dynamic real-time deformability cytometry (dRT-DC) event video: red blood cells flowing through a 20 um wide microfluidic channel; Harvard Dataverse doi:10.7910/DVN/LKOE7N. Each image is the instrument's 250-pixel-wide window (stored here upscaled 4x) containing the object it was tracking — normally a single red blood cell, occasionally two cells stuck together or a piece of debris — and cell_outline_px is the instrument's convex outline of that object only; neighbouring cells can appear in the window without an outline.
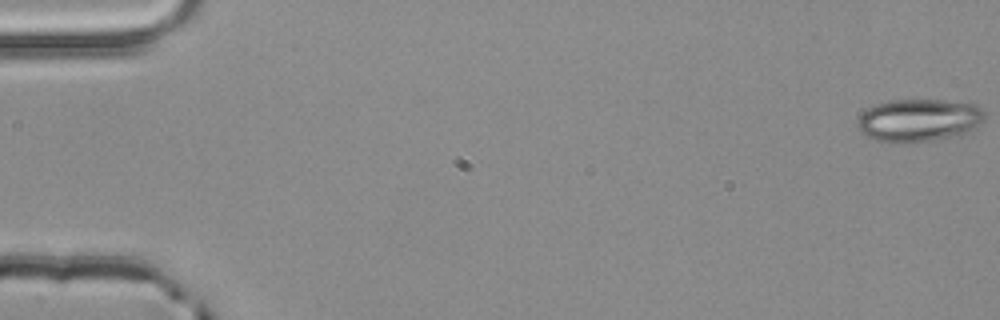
{"species": "common noctule bat (a hibernating species)", "species_latin": "Nyctalus noctula", "temperature_condition": "room temperature", "stored_images_in_passage": 54, "camera_frame_rate_fps": 3000, "um_per_image_px": 0.085, "animal": {"sex": "male", "body_mass_g": 20.4}, "frame": {"image": 1, "passage_image": 1, "time_ms": 0.0, "image_size_px": [1000, 320], "cell_outline_px": [[984, 120], [972, 132], [964, 136], [908, 144], [896, 144], [876, 140], [860, 132], [856, 124], [856, 120], [868, 108], [876, 104], [892, 100], [944, 100], [976, 104], [984, 108]], "centroid_in_image_um": [78.16, 10.25], "position_along_channel_um": 6.8, "area_um2": 32.66}}
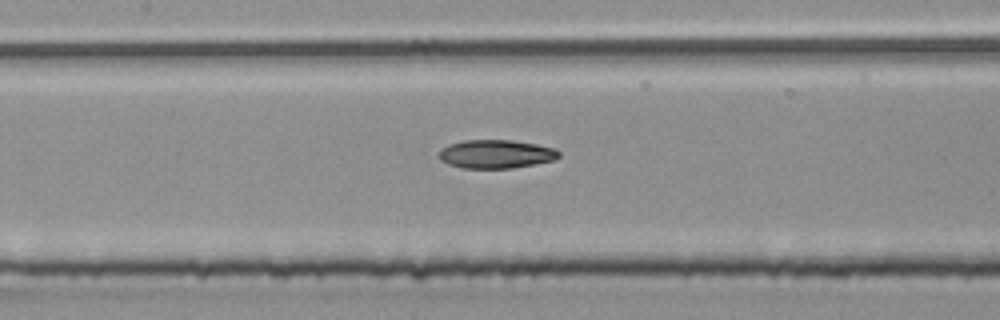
{"frame": {"image": 2, "passage_image": 26, "time_ms": 8.333, "image_size_px": [1000, 320], "cell_outline_px": [[560, 156], [552, 160], [512, 168], [464, 168], [448, 164], [440, 160], [436, 156], [436, 152], [440, 148], [448, 144], [464, 140], [512, 140], [536, 144], [556, 148], [560, 152]], "centroid_in_image_um": [42.09, 13.08], "position_along_channel_um": 165.3, "area_um2": 20.11}}
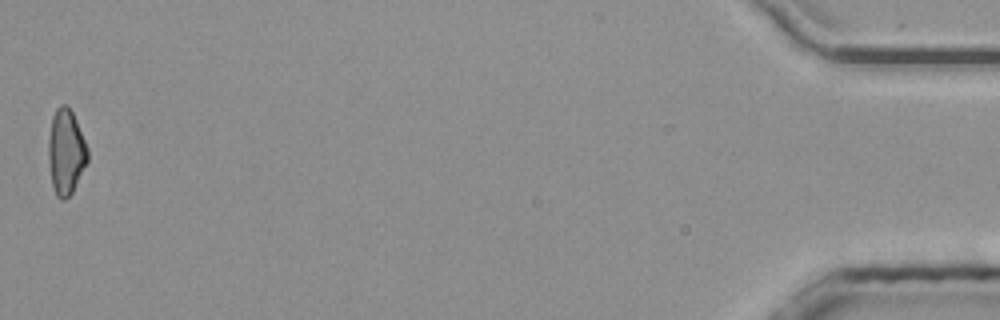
{"frame": {"image": 3, "passage_image": 54, "time_ms": 17.667, "image_size_px": [1000, 320], "cell_outline_px": [[88, 160], [72, 192], [64, 200], [60, 200], [56, 196], [52, 184], [48, 156], [48, 140], [52, 116], [56, 108], [60, 104], [64, 104], [72, 112], [76, 120], [88, 148]], "centroid_in_image_um": [5.59, 12.91], "position_along_channel_um": 429.6, "area_um2": 19.36}, "authors_computed_cell_mechanics": {"area_um2": 20.1144, "velocity_mm_per_s": 3.9219, "shape_relaxation_time_tau1_ms": 4.1258, "shape_relaxation_time_tau2_ms": 5.4079, "deformation_change_tau1": 0.1471, "deformation_change_tau2": 0.1328}}